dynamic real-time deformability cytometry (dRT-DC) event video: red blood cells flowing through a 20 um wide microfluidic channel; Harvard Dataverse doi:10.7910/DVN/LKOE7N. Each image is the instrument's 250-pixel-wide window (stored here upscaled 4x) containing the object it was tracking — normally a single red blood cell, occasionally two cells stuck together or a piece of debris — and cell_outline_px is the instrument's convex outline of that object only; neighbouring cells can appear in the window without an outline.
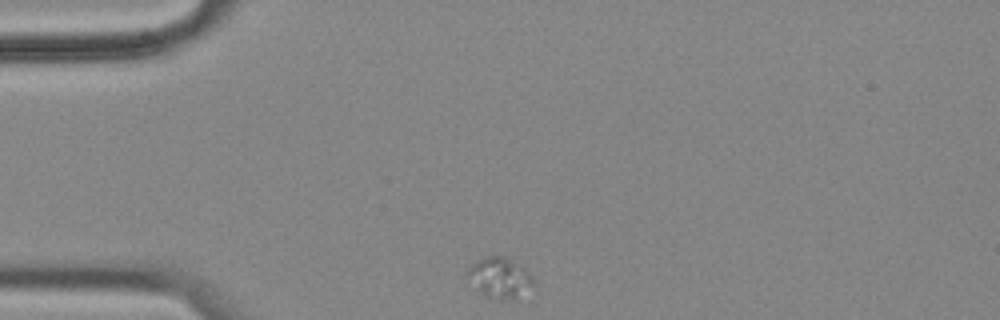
{"species": "common noctule bat (a hibernating species)", "species_latin": "Nyctalus noctula", "temperature_condition": "cold", "stored_images_in_passage": 11, "camera_frame_rate_fps": 3000, "um_per_image_px": 0.085, "animal": {"sex": "female", "body_mass_g": 18.4}, "frame": {"image": 1, "passage_image": 1, "time_ms": 0.0, "image_size_px": [1000, 320], "cell_outline_px": [[532, 284], [516, 300], [512, 300], [488, 296], [464, 284], [464, 272], [472, 264], [484, 256], [504, 256], [524, 268], [528, 272], [532, 280]], "centroid_in_image_um": [42.32, 23.6], "position_along_channel_um": 42.7, "area_um2": 15.72}}